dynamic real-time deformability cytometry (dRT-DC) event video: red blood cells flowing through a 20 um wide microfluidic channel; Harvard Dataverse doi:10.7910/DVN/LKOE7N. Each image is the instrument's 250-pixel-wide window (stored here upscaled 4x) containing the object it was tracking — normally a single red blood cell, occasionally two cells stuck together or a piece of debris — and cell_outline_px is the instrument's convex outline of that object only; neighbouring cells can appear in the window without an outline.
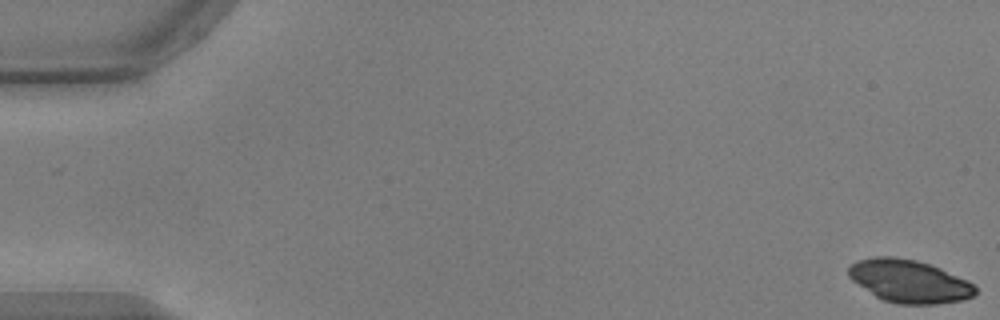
{"species": "common noctule bat (a hibernating species)", "species_latin": "Nyctalus noctula", "temperature_condition": "warm", "stored_images_in_passage": 55, "camera_frame_rate_fps": 3000, "um_per_image_px": 0.085, "animal": {"sex": "male", "body_mass_g": 17.9, "forearm_length_mm": 54.2}, "frame": {"image": 1, "passage_image": 1, "time_ms": 0.0, "image_size_px": [1000, 320], "cell_outline_px": [[976, 292], [972, 296], [964, 300], [936, 304], [896, 304], [884, 300], [876, 296], [852, 280], [848, 276], [848, 268], [856, 260], [872, 256], [892, 256], [916, 260], [940, 268], [968, 280], [976, 288]], "centroid_in_image_um": [77.27, 23.89], "position_along_channel_um": 7.7, "area_um2": 31.62}}